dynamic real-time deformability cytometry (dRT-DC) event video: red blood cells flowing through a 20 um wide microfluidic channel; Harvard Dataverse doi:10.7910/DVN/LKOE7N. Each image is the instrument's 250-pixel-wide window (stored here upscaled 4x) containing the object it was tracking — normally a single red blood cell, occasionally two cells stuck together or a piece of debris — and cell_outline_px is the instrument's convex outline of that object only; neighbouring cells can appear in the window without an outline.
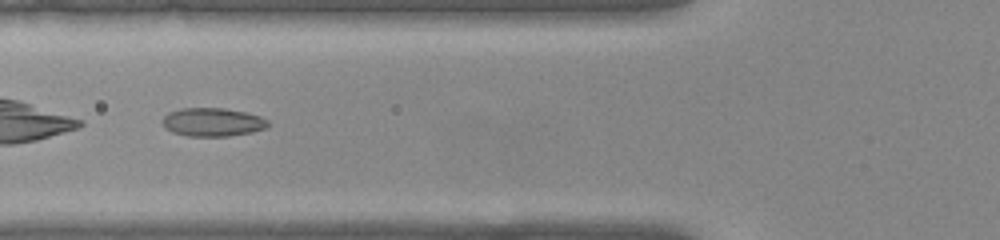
{"species": "common noctule bat (a hibernating species)", "species_latin": "Nyctalus noctula", "temperature_condition": "warm", "stored_images_in_passage": 37, "camera_frame_rate_fps": 3000, "um_per_image_px": 0.085, "animal": {"sex": "female", "body_mass_g": 22.0, "forearm_length_mm": 56.7}, "frame": {"image": 1, "passage_image": 4, "time_ms": 1.0, "image_size_px": [1000, 240], "cell_outline_px": [[268, 124], [264, 128], [252, 132], [228, 136], [188, 136], [172, 132], [164, 128], [160, 120], [168, 112], [180, 108], [224, 108], [244, 112], [260, 116], [268, 120]], "centroid_in_image_um": [18.01, 10.37], "position_along_channel_um": 107.8, "area_um2": 17.57}}
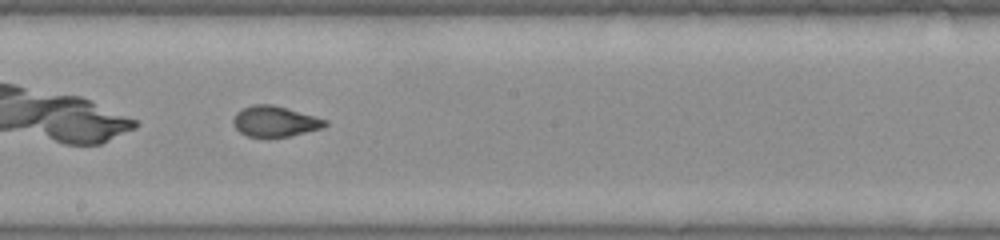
{"frame": {"image": 2, "passage_image": 13, "time_ms": 4.0, "image_size_px": [1000, 240], "cell_outline_px": [[328, 124], [324, 128], [288, 136], [248, 136], [240, 132], [232, 124], [232, 120], [236, 112], [252, 104], [272, 104], [316, 116], [328, 120]], "centroid_in_image_um": [23.39, 10.3], "position_along_channel_um": 224.8, "area_um2": 16.36}}
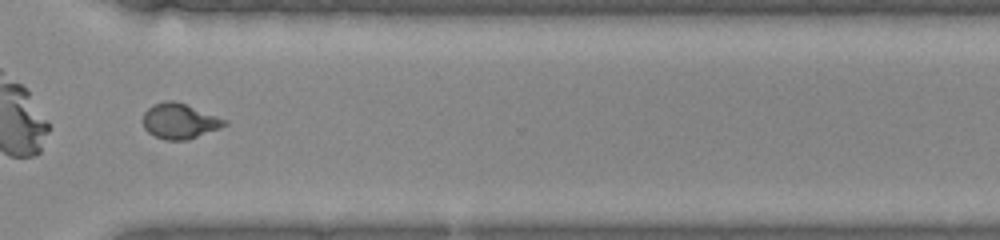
{"frame": {"image": 3, "passage_image": 23, "time_ms": 7.333, "image_size_px": [1000, 240], "cell_outline_px": [[228, 124], [220, 128], [188, 140], [164, 140], [148, 132], [144, 128], [144, 112], [152, 104], [164, 100], [172, 100], [184, 104], [228, 120]], "centroid_in_image_um": [15.26, 10.3], "position_along_channel_um": 355.3, "area_um2": 16.7}, "authors_computed_cell_mechanics": {"area_um2": 16.7042, "velocity_mm_per_s": 3.9058, "shape_relaxation_time_tau1_ms": null, "shape_relaxation_time_tau2_ms": 0.8359, "deformation_change_tau1": null, "deformation_change_tau2": 0.0621}}